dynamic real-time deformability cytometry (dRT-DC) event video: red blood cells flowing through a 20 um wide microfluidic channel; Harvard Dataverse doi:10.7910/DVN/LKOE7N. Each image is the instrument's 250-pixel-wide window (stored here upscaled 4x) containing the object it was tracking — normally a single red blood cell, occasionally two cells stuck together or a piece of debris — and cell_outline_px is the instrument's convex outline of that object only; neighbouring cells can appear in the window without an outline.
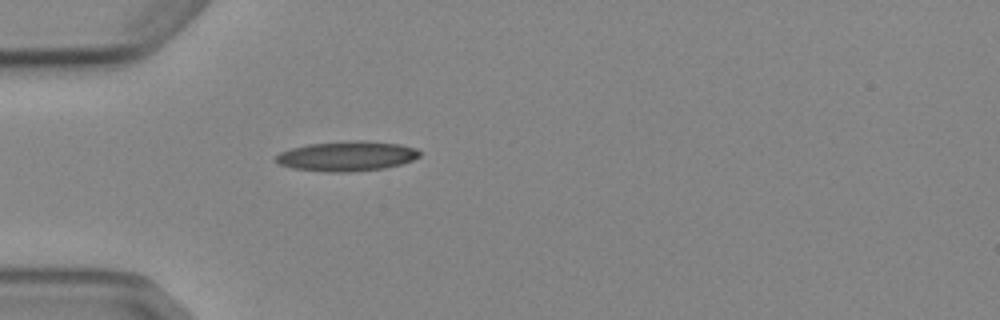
{"species": "Egyptian fruit bat (a non-hibernating species)", "species_latin": "Rousettus aegyptiacus", "temperature_condition": "cold", "stored_images_in_passage": 4, "camera_frame_rate_fps": 3000, "um_per_image_px": 0.085, "animal": {"sex": "female"}, "frame": {"image": 1, "passage_image": 4, "time_ms": 4.333, "image_size_px": [1000, 320], "cell_outline_px": [[420, 156], [412, 160], [400, 164], [384, 168], [348, 172], [324, 172], [292, 168], [280, 164], [276, 160], [276, 156], [280, 152], [292, 148], [308, 144], [356, 140], [360, 140], [400, 144], [416, 148], [420, 152]], "centroid_in_image_um": [29.49, 13.27], "position_along_channel_um": 55.5, "area_um2": 24.91}}